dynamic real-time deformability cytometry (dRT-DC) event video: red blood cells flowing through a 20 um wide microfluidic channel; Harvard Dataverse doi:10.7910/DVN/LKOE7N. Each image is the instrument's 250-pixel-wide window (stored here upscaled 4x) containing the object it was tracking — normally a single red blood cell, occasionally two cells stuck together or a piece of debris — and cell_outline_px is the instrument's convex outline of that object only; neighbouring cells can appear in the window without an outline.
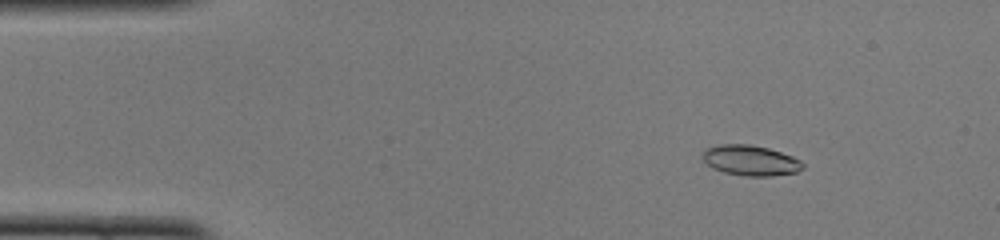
{"species": "common noctule bat (a hibernating species)", "species_latin": "Nyctalus noctula", "temperature_condition": "cold", "stored_images_in_passage": 46, "camera_frame_rate_fps": 3000, "um_per_image_px": 0.085, "animal": {"sex": "female", "body_mass_g": 22.0, "forearm_length_mm": 56.7}, "frame": {"image": 1, "passage_image": 2, "time_ms": 0.333, "image_size_px": [1000, 240], "cell_outline_px": [[804, 168], [796, 172], [772, 176], [744, 176], [724, 172], [712, 168], [704, 160], [704, 148], [720, 144], [748, 144], [768, 148], [792, 156], [800, 160], [804, 164]], "centroid_in_image_um": [63.8, 13.64], "position_along_channel_um": 21.2, "area_um2": 17.69}}
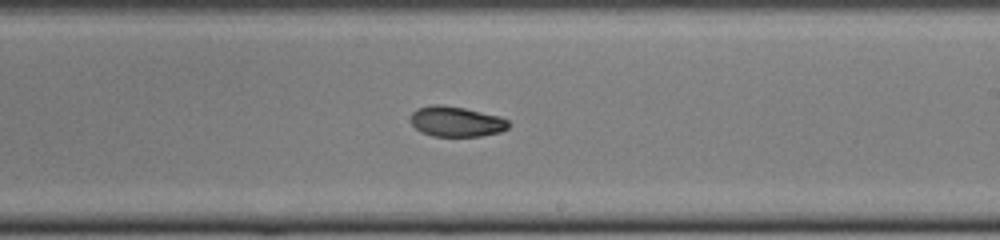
{"frame": {"image": 2, "passage_image": 25, "time_ms": 8.0, "image_size_px": [1000, 240], "cell_outline_px": [[508, 128], [500, 132], [480, 136], [432, 136], [420, 132], [412, 124], [412, 112], [416, 108], [432, 104], [440, 104], [464, 108], [500, 116], [508, 120]], "centroid_in_image_um": [38.77, 10.33], "position_along_channel_um": 250.2, "area_um2": 17.28}}
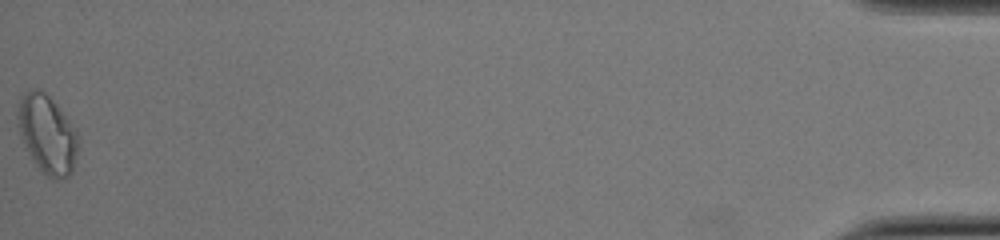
{"frame": {"image": 3, "passage_image": 46, "time_ms": 15.0, "image_size_px": [1000, 240], "cell_outline_px": [[76, 152], [72, 172], [64, 180], [56, 180], [48, 176], [36, 164], [24, 148], [16, 124], [16, 116], [20, 100], [24, 92], [32, 88], [36, 88], [44, 92], [56, 104], [76, 128]], "centroid_in_image_um": [3.97, 11.4], "position_along_channel_um": 431.2, "area_um2": 27.57}, "authors_computed_cell_mechanics": {"area_um2": 17.8313, "velocity_mm_per_s": 3.9845, "shape_relaxation_time_tau1_ms": null, "shape_relaxation_time_tau2_ms": 6.6564, "deformation_change_tau1": null, "deformation_change_tau2": 0.1109}}